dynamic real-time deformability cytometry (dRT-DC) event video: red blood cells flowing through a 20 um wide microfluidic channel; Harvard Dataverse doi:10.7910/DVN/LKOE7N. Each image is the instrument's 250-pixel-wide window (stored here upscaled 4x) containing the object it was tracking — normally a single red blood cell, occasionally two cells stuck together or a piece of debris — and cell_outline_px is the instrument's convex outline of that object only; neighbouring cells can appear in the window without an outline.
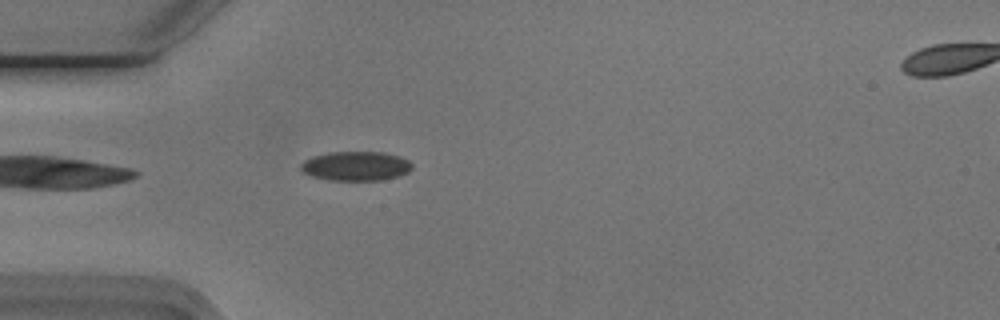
{"species": "Egyptian fruit bat (a non-hibernating species)", "species_latin": "Rousettus aegyptiacus", "temperature_condition": "cold", "stored_images_in_passage": 43, "camera_frame_rate_fps": 3000, "um_per_image_px": 0.085, "animal": {"sex": "male"}, "frame": {"image": 1, "passage_image": 4, "time_ms": 1.0, "image_size_px": [1000, 320], "cell_outline_px": [[412, 168], [408, 172], [396, 176], [380, 180], [332, 180], [312, 176], [304, 172], [300, 168], [300, 164], [304, 160], [316, 156], [332, 152], [384, 152], [408, 160], [412, 164]], "centroid_in_image_um": [30.25, 14.11], "position_along_channel_um": 54.8, "area_um2": 18.67}}
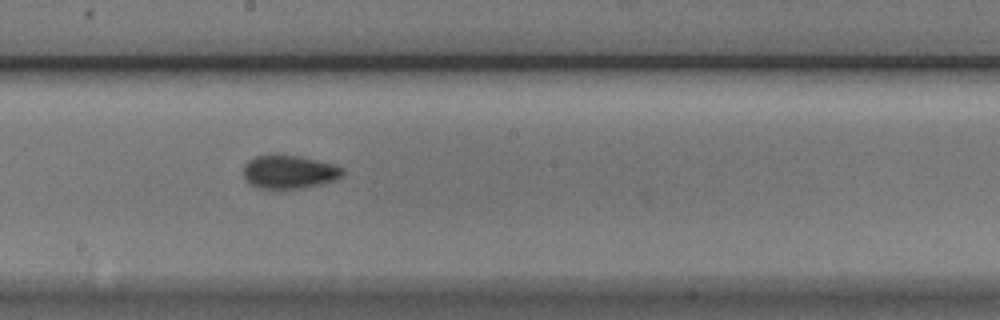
{"frame": {"image": 2, "passage_image": 18, "time_ms": 5.667, "image_size_px": [1000, 320], "cell_outline_px": [[344, 172], [336, 180], [300, 188], [256, 188], [248, 184], [244, 176], [244, 164], [248, 160], [256, 156], [296, 156], [344, 168]], "centroid_in_image_um": [24.51, 14.64], "position_along_channel_um": 223.7, "area_um2": 18.67}}
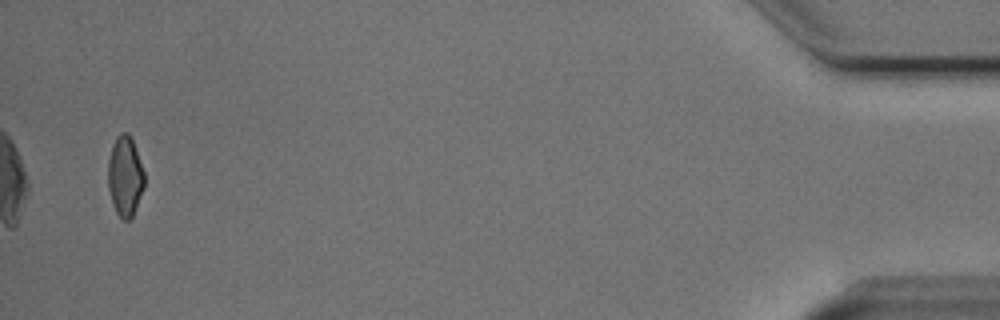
{"frame": {"image": 3, "passage_image": 41, "time_ms": 13.333, "image_size_px": [1000, 320], "cell_outline_px": [[144, 188], [132, 216], [128, 220], [124, 220], [116, 212], [112, 204], [108, 188], [108, 160], [112, 144], [116, 136], [120, 132], [128, 132], [132, 140], [144, 172]], "centroid_in_image_um": [10.61, 14.96], "position_along_channel_um": 424.6, "area_um2": 16.94}, "authors_computed_cell_mechanics": {"area_um2": 18.0914, "velocity_mm_per_s": 3.7644, "shape_relaxation_time_tau1_ms": 3.8187, "shape_relaxation_time_tau2_ms": 1.5688, "deformation_change_tau1": 0.0912, "deformation_change_tau2": 0.0594}}